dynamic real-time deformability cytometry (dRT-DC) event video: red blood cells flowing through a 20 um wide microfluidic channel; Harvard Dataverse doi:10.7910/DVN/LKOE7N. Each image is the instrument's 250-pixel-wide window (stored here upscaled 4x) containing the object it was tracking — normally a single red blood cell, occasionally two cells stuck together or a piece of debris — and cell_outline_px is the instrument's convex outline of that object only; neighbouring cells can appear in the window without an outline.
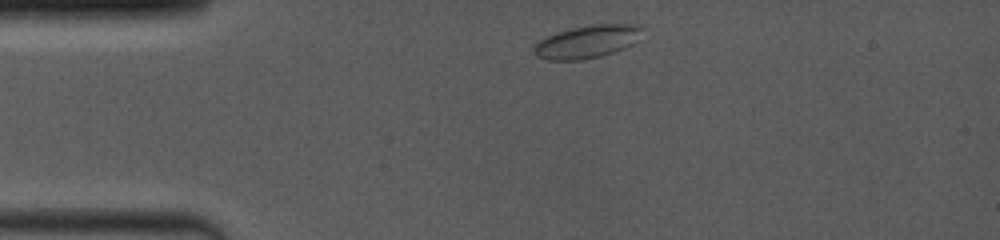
{"species": "common noctule bat (a hibernating species)", "species_latin": "Nyctalus noctula", "temperature_condition": "room temperature", "stored_images_in_passage": 7, "camera_frame_rate_fps": 4000, "um_per_image_px": 0.085, "animal": {"sex": "female", "body_mass_g": 19.0, "forearm_length_mm": 53.3}, "frame": {"image": 1, "passage_image": 1, "time_ms": 0.0, "image_size_px": [1000, 240], "cell_outline_px": [[644, 28], [632, 44], [612, 52], [600, 56], [580, 60], [548, 60], [536, 56], [532, 52], [532, 48], [540, 40], [548, 36], [572, 28], [592, 24], [644, 24]], "centroid_in_image_um": [49.9, 3.54], "position_along_channel_um": 35.1, "area_um2": 20.52}}
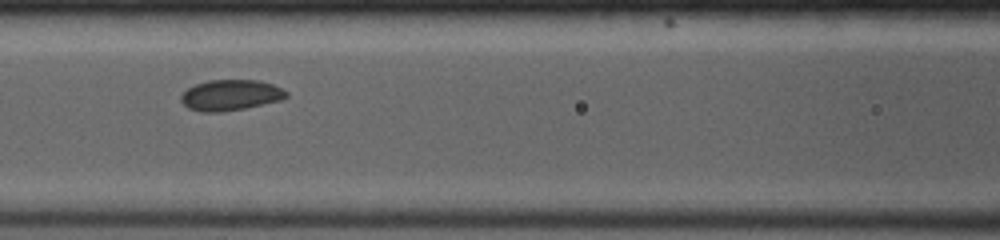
{"frame": {"image": 2, "passage_image": 5, "time_ms": 3.75, "image_size_px": [1000, 240], "cell_outline_px": [[288, 96], [284, 100], [244, 108], [220, 112], [200, 112], [188, 108], [180, 100], [180, 96], [188, 88], [196, 84], [208, 80], [260, 80], [272, 84], [288, 92]], "centroid_in_image_um": [19.61, 8.09], "position_along_channel_um": 147.0, "area_um2": 18.96}}
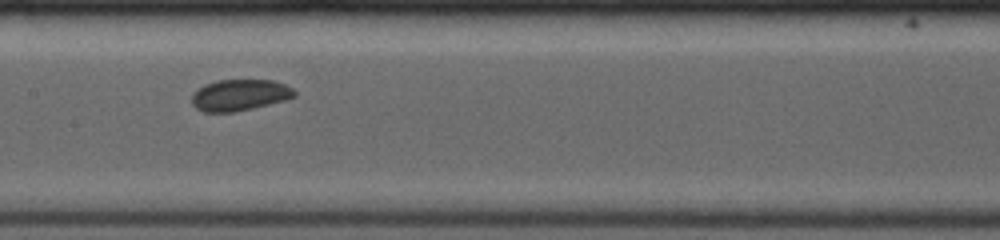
{"frame": {"image": 3, "passage_image": 6, "time_ms": 4.75, "image_size_px": [1000, 240], "cell_outline_px": [[296, 96], [284, 100], [236, 112], [204, 112], [196, 108], [192, 104], [192, 96], [204, 84], [216, 80], [272, 80], [284, 84], [292, 88], [296, 92]], "centroid_in_image_um": [20.37, 8.08], "position_along_channel_um": 187.0, "area_um2": 18.61}}